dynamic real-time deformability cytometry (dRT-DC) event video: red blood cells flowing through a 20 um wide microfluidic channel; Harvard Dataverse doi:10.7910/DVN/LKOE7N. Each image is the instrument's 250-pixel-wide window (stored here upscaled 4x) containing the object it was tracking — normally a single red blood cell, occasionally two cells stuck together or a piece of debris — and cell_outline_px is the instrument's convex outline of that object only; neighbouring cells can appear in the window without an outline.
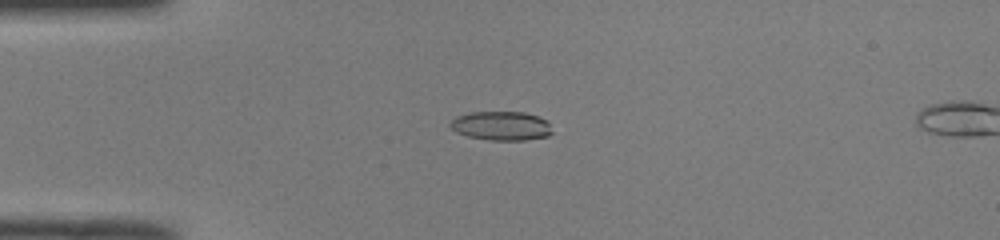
{"species": "common noctule bat (a hibernating species)", "species_latin": "Nyctalus noctula", "temperature_condition": "room temperature", "stored_images_in_passage": 30, "camera_frame_rate_fps": 3000, "um_per_image_px": 0.085, "animal": {"sex": "male", "body_mass_g": 19.0, "forearm_length_mm": 50.8}, "frame": {"image": 1, "passage_image": 13, "time_ms": 4.0, "image_size_px": [1000, 240], "cell_outline_px": [[552, 132], [548, 136], [524, 140], [488, 140], [468, 136], [456, 132], [448, 124], [456, 116], [468, 112], [524, 112], [548, 120]], "centroid_in_image_um": [42.6, 10.69], "position_along_channel_um": 42.4, "area_um2": 17.28}}
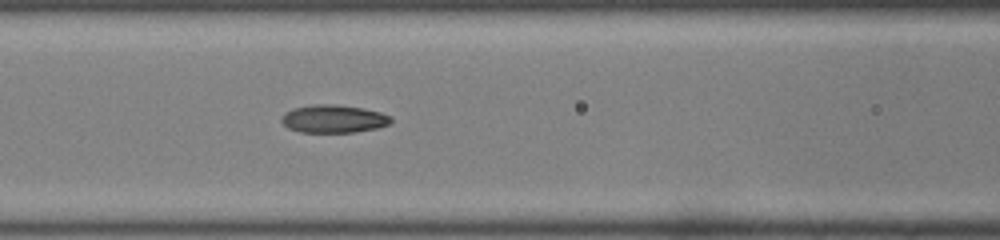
{"frame": {"image": 2, "passage_image": 22, "time_ms": 7.0, "image_size_px": [1000, 240], "cell_outline_px": [[392, 120], [388, 124], [376, 128], [356, 132], [300, 132], [288, 128], [280, 120], [284, 112], [292, 108], [312, 104], [336, 104], [364, 108], [380, 112], [388, 116]], "centroid_in_image_um": [28.3, 10.09], "position_along_channel_um": 138.3, "area_um2": 17.86}}
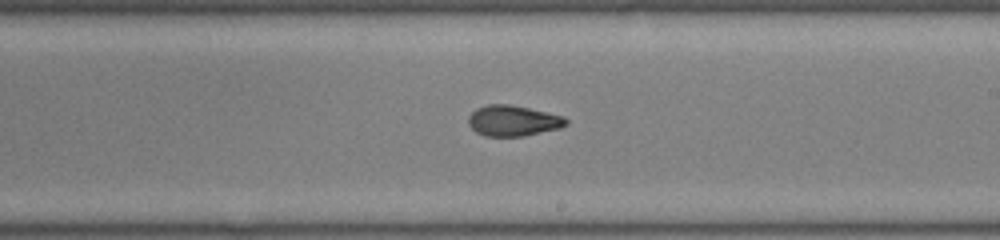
{"frame": {"image": 3, "passage_image": 30, "time_ms": 9.667, "image_size_px": [1000, 240], "cell_outline_px": [[568, 124], [560, 128], [524, 136], [484, 136], [476, 132], [468, 124], [468, 116], [476, 108], [488, 104], [508, 104], [528, 108], [564, 116], [568, 120]], "centroid_in_image_um": [43.6, 10.26], "position_along_channel_um": 245.4, "area_um2": 17.51}}